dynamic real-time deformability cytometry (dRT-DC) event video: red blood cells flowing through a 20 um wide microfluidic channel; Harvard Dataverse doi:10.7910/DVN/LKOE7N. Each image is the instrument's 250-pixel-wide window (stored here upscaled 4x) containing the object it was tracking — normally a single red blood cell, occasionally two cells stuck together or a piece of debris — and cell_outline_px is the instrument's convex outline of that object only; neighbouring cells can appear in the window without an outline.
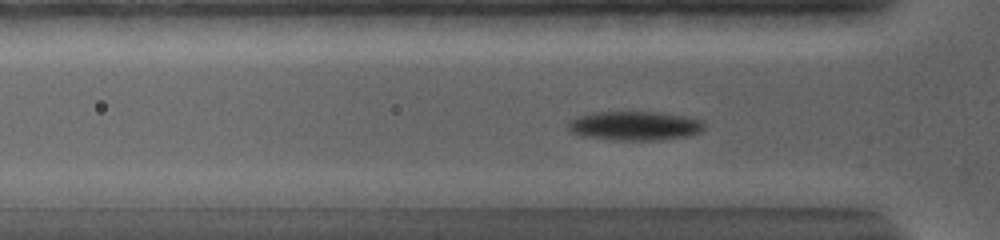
{"species": "common noctule bat (a hibernating species)", "species_latin": "Nyctalus noctula", "temperature_condition": "warm", "stored_images_in_passage": 57, "camera_frame_rate_fps": 5000, "um_per_image_px": 0.085, "animal": {"sex": "female", "body_mass_g": 19.0, "forearm_length_mm": 56.7}, "frame": {"image": 1, "passage_image": 15, "time_ms": 3.8, "image_size_px": [1000, 240], "cell_outline_px": [[704, 128], [700, 132], [688, 136], [656, 140], [612, 140], [580, 136], [568, 132], [568, 124], [572, 120], [580, 116], [592, 112], [660, 112], [684, 116], [704, 120]], "centroid_in_image_um": [53.95, 10.7], "position_along_channel_um": 71.9, "area_um2": 23.24}}
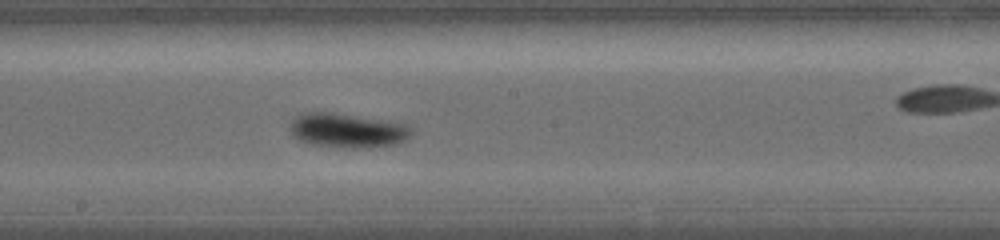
{"frame": {"image": 2, "passage_image": 30, "time_ms": 7.8, "image_size_px": [1000, 240], "cell_outline_px": [[412, 132], [404, 140], [396, 144], [372, 148], [340, 148], [308, 144], [300, 140], [288, 128], [292, 120], [296, 116], [308, 112], [332, 112], [404, 124], [412, 128]], "centroid_in_image_um": [29.49, 11.11], "position_along_channel_um": 218.7, "area_um2": 24.22}}
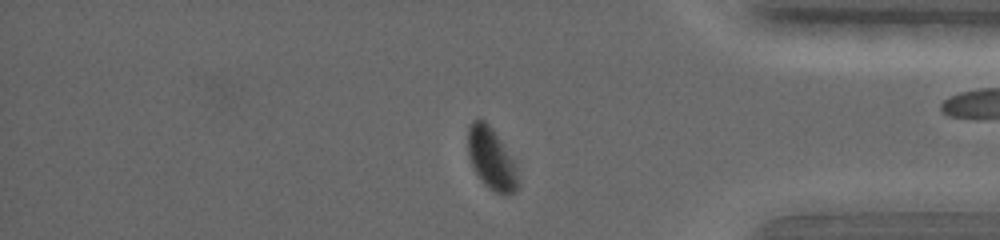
{"frame": {"image": 3, "passage_image": 50, "time_ms": 13.0, "image_size_px": [1000, 240], "cell_outline_px": [[520, 184], [512, 192], [496, 192], [484, 184], [476, 172], [468, 156], [468, 124], [472, 120], [484, 120], [492, 128], [516, 160]], "centroid_in_image_um": [41.79, 13.44], "position_along_channel_um": 393.4, "area_um2": 18.09}, "authors_computed_cell_mechanics": {"area_um2": 22.4842, "velocity_mm_per_s": 3.6792, "shape_relaxation_time_tau1_ms": 3.3931, "shape_relaxation_time_tau2_ms": 2.1349, "deformation_change_tau1": 0.1121, "deformation_change_tau2": 0.0354}}